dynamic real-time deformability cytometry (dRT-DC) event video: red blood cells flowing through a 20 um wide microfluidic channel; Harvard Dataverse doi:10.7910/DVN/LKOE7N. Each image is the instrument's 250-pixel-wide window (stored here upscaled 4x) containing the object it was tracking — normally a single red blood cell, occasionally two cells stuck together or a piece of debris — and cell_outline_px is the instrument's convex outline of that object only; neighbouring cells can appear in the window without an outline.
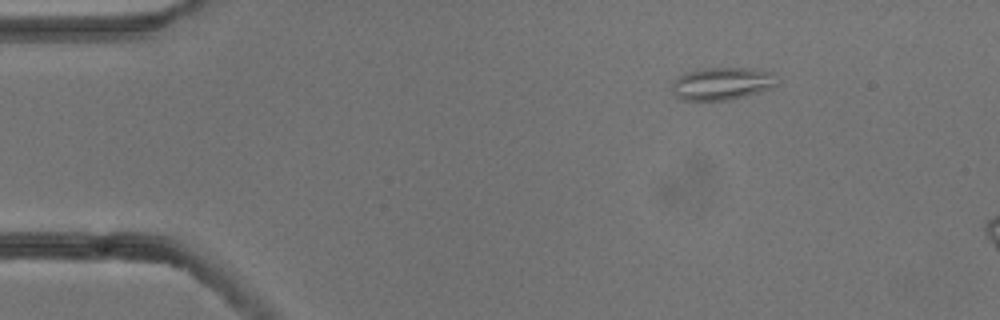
{"species": "common noctule bat (a hibernating species)", "species_latin": "Nyctalus noctula", "temperature_condition": "cold", "stored_images_in_passage": 4, "camera_frame_rate_fps": 3000, "um_per_image_px": 0.085, "animal": {"sex": "male", "body_mass_g": 13.3}, "frame": {"image": 1, "passage_image": 2, "time_ms": 0.333, "image_size_px": [1000, 320], "cell_outline_px": [[776, 84], [772, 88], [732, 100], [680, 100], [672, 92], [672, 80], [676, 76], [684, 72], [696, 68], [764, 68], [776, 72]], "centroid_in_image_um": [61.37, 7.08], "position_along_channel_um": 23.6, "area_um2": 20.69}}